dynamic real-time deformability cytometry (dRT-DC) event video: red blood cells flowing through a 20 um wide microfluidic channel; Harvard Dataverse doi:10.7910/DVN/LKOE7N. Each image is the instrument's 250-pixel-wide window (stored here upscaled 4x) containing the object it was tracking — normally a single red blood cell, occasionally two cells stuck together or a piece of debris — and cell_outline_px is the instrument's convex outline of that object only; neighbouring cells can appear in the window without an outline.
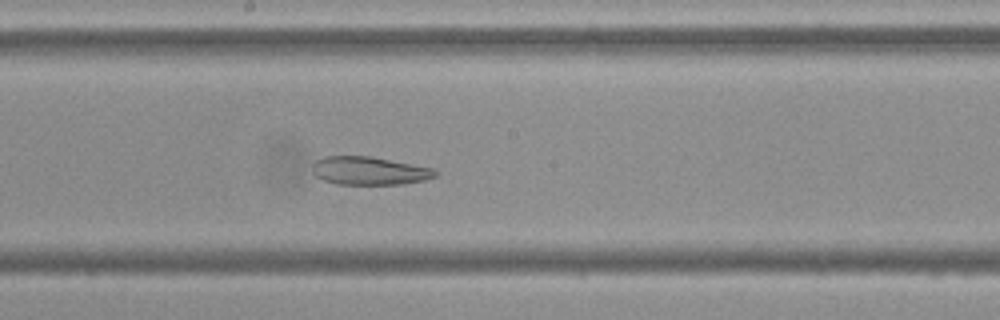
{"species": "Egyptian fruit bat (a non-hibernating species)", "species_latin": "Rousettus aegyptiacus", "temperature_condition": "cold", "stored_images_in_passage": 55, "camera_frame_rate_fps": 3000, "um_per_image_px": 0.085, "frame": {"image": 1, "passage_image": 30, "time_ms": 9.667, "image_size_px": [1000, 320], "cell_outline_px": [[440, 172], [436, 176], [424, 180], [404, 184], [336, 184], [324, 180], [316, 176], [312, 172], [312, 164], [316, 160], [324, 156], [372, 156], [436, 168]], "centroid_in_image_um": [31.43, 14.51], "position_along_channel_um": 216.8, "area_um2": 20.52}}
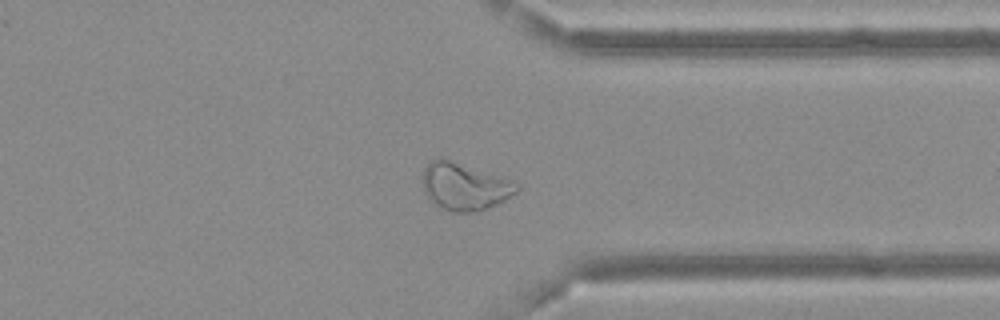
{"frame": {"image": 2, "passage_image": 43, "time_ms": 14.0, "image_size_px": [1000, 320], "cell_outline_px": [[520, 188], [516, 192], [504, 200], [488, 208], [476, 212], [452, 212], [436, 204], [424, 192], [424, 168], [432, 160], [440, 156], [444, 156], [516, 180], [520, 184]], "centroid_in_image_um": [39.55, 15.8], "position_along_channel_um": 371.8, "area_um2": 26.47}}
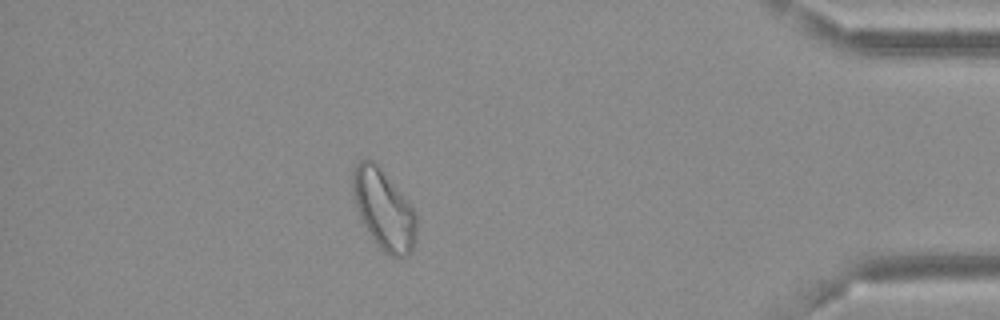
{"frame": {"image": 3, "passage_image": 49, "time_ms": 16.0, "image_size_px": [1000, 320], "cell_outline_px": [[416, 240], [412, 252], [408, 256], [388, 256], [380, 248], [364, 224], [356, 208], [352, 192], [352, 172], [356, 164], [360, 160], [376, 160], [380, 164], [412, 204], [416, 212]], "centroid_in_image_um": [32.65, 17.75], "position_along_channel_um": 402.6, "area_um2": 30.29}, "authors_computed_cell_mechanics": {"area_um2": 28.7844, "velocity_mm_per_s": 3.6249, "shape_relaxation_time_tau1_ms": null, "shape_relaxation_time_tau2_ms": 5.8076, "deformation_change_tau1": null, "deformation_change_tau2": 0.1256}}